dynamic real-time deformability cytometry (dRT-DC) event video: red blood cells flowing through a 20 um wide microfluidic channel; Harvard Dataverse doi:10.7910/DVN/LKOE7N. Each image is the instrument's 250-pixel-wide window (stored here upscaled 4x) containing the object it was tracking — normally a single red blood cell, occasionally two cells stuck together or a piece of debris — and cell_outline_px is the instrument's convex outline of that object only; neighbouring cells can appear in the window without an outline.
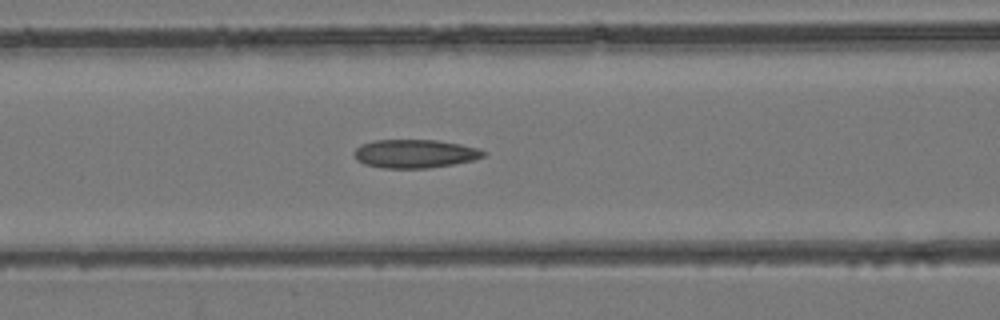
{"species": "common noctule bat (a hibernating species)", "species_latin": "Nyctalus noctula", "temperature_condition": "room temperature", "stored_images_in_passage": 29, "camera_frame_rate_fps": 3000, "um_per_image_px": 0.085, "animal": {"sex": "female", "body_mass_g": 24.6, "forearm_length_mm": 56.2}, "frame": {"image": 1, "passage_image": 8, "time_ms": 2.333, "image_size_px": [1000, 320], "cell_outline_px": [[488, 152], [484, 156], [472, 160], [452, 164], [428, 168], [384, 168], [364, 164], [356, 160], [352, 156], [352, 152], [360, 144], [372, 140], [436, 140], [460, 144], [480, 148]], "centroid_in_image_um": [35.22, 13.06], "position_along_channel_um": 131.4, "area_um2": 21.68}}
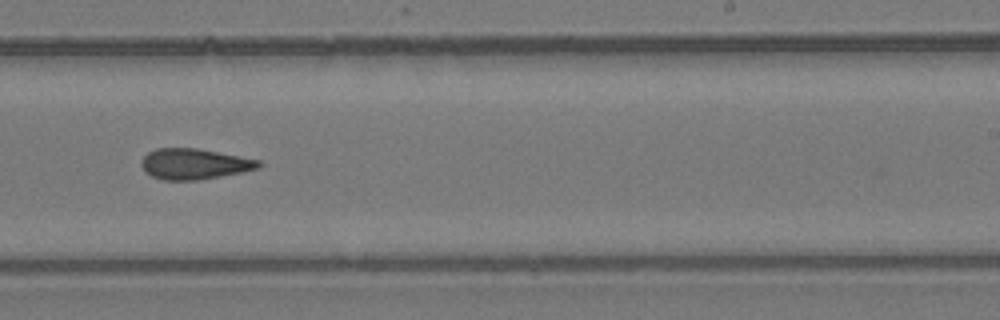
{"frame": {"image": 2, "passage_image": 17, "time_ms": 5.333, "image_size_px": [1000, 320], "cell_outline_px": [[264, 164], [260, 168], [200, 180], [164, 180], [152, 176], [144, 172], [140, 164], [140, 160], [148, 152], [156, 148], [196, 148], [260, 160]], "centroid_in_image_um": [16.49, 13.94], "position_along_channel_um": 272.5, "area_um2": 21.04}}
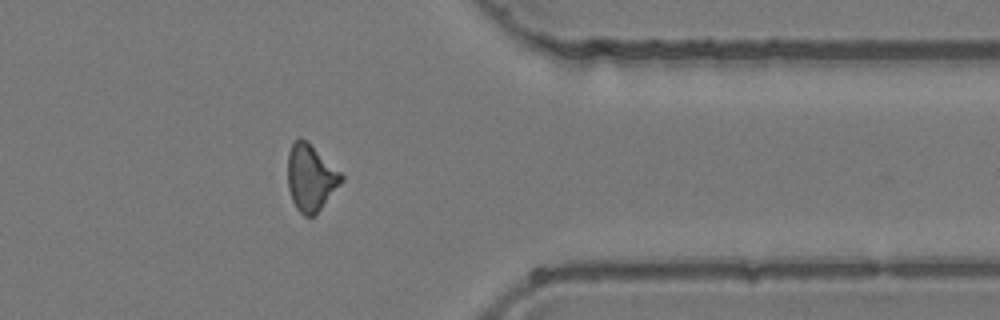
{"frame": {"image": 3, "passage_image": 25, "time_ms": 8.0, "image_size_px": [1000, 320], "cell_outline_px": [[344, 180], [316, 216], [304, 216], [296, 208], [292, 200], [288, 188], [288, 152], [292, 144], [300, 136], [308, 140], [344, 176]], "centroid_in_image_um": [26.42, 15.11], "position_along_channel_um": 385.0, "area_um2": 21.1}}